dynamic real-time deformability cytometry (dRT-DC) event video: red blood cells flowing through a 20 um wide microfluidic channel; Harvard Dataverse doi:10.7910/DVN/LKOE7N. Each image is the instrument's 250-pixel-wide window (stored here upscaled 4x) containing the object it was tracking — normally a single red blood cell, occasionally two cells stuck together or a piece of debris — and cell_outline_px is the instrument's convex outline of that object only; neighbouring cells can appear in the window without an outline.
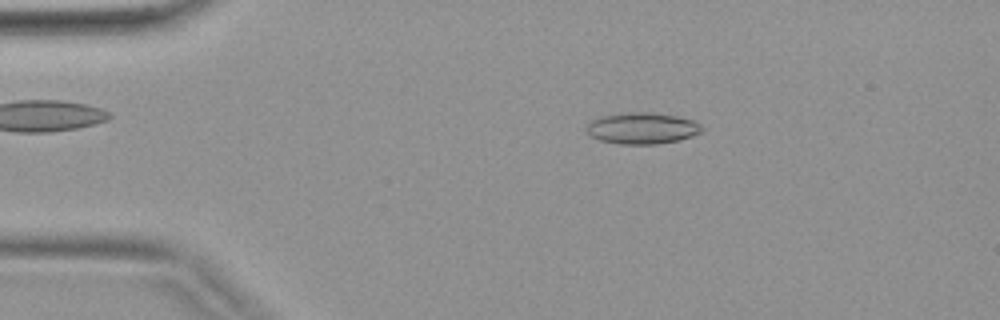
{"species": "common noctule bat (a hibernating species)", "species_latin": "Nyctalus noctula", "temperature_condition": "warm", "stored_images_in_passage": 40, "camera_frame_rate_fps": 3000, "um_per_image_px": 0.085, "animal": {"sex": "female", "body_mass_g": 19.9}, "frame": {"image": 1, "passage_image": 7, "time_ms": 2.0, "image_size_px": [1000, 320], "cell_outline_px": [[704, 132], [680, 140], [656, 144], [620, 144], [600, 140], [588, 136], [584, 128], [592, 120], [600, 116], [620, 112], [652, 112], [676, 116], [692, 120], [700, 124], [704, 128]], "centroid_in_image_um": [54.56, 10.9], "position_along_channel_um": 30.4, "area_um2": 21.5}}
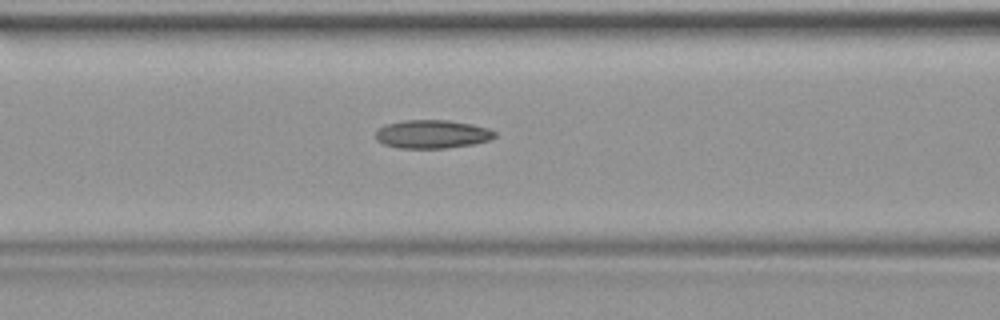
{"frame": {"image": 2, "passage_image": 16, "time_ms": 5.0, "image_size_px": [1000, 320], "cell_outline_px": [[496, 136], [488, 140], [472, 144], [448, 148], [400, 148], [384, 144], [376, 140], [376, 132], [384, 124], [404, 120], [448, 120], [472, 124], [488, 128], [496, 132]], "centroid_in_image_um": [36.73, 11.4], "position_along_channel_um": 129.9, "area_um2": 19.71}}
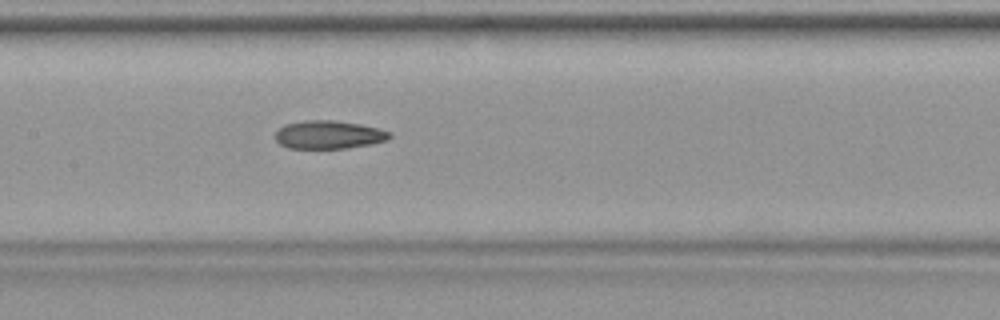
{"frame": {"image": 3, "passage_image": 19, "time_ms": 6.0, "image_size_px": [1000, 320], "cell_outline_px": [[392, 136], [388, 140], [372, 144], [348, 148], [288, 148], [280, 144], [276, 140], [276, 132], [284, 124], [304, 120], [332, 120], [360, 124], [392, 132]], "centroid_in_image_um": [27.96, 11.45], "position_along_channel_um": 179.4, "area_um2": 18.84}}